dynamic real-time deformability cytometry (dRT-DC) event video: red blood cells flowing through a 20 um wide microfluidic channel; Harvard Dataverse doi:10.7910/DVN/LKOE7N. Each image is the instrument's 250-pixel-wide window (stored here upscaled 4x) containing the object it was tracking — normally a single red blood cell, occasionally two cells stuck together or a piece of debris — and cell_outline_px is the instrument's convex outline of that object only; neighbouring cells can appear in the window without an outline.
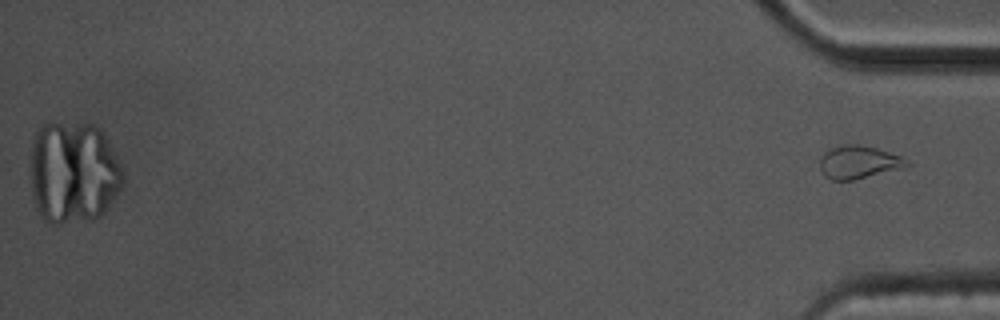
{"species": "common noctule bat (a hibernating species)", "species_latin": "Nyctalus noctula", "temperature_condition": "cold", "stored_images_in_passage": 42, "camera_frame_rate_fps": 3000, "um_per_image_px": 0.085, "animal": {"sex": "male", "body_mass_g": 17.5, "forearm_length_mm": 52.3}, "frame": {"image": 1, "passage_image": 42, "time_ms": 13.667, "image_size_px": [1000, 320], "cell_outline_px": [[912, 164], [904, 168], [852, 180], [832, 180], [824, 176], [820, 168], [820, 160], [824, 152], [832, 148], [844, 144], [860, 144], [876, 148], [900, 156]], "centroid_in_image_um": [72.98, 13.79], "position_along_channel_um": 362.2, "area_um2": 16.65}}